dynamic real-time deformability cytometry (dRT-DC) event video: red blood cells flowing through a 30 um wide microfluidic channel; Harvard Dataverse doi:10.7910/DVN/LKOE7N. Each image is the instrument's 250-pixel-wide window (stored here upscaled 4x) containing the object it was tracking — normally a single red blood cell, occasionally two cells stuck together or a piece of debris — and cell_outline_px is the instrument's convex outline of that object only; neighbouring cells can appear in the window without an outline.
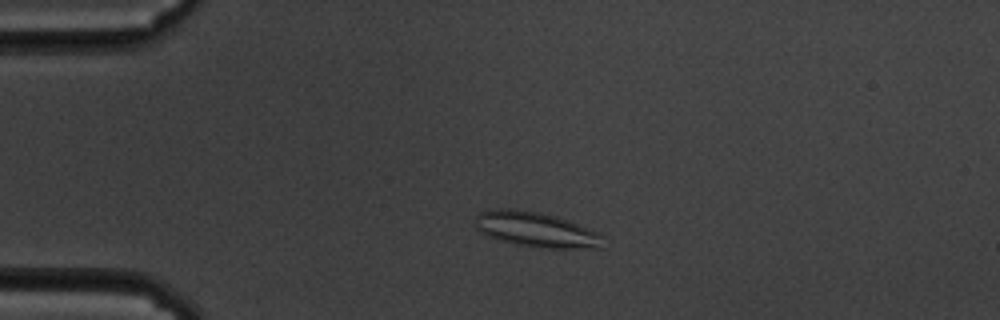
{"species": "common noctule bat (a hibernating species)", "species_latin": "Nyctalus noctula", "temperature_condition": "cold", "stored_images_in_passage": 55, "camera_frame_rate_fps": 3000, "um_per_image_px": 0.085, "animal": {"sex": "male", "body_mass_g": 19.5, "forearm_length_mm": 54.6}, "frame": {"image": 1, "passage_image": 11, "time_ms": 3.333, "image_size_px": [1000, 320], "cell_outline_px": [[604, 236], [600, 248], [540, 248], [512, 244], [496, 240], [488, 236], [476, 228], [472, 224], [472, 220], [480, 212], [496, 208], [516, 208], [540, 212], [556, 216], [600, 232]], "centroid_in_image_um": [45.51, 19.51], "position_along_channel_um": 39.5, "area_um2": 26.7}}
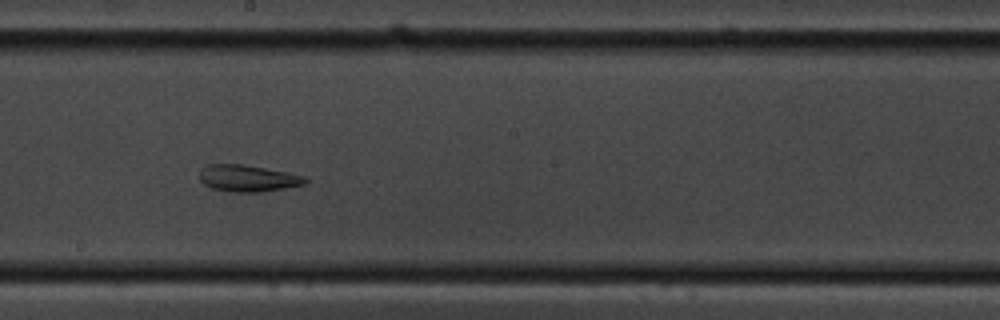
{"frame": {"image": 2, "passage_image": 30, "time_ms": 9.667, "image_size_px": [1000, 320], "cell_outline_px": [[308, 180], [304, 184], [264, 192], [232, 192], [212, 188], [204, 184], [200, 180], [200, 168], [208, 164], [244, 164], [288, 172], [304, 176]], "centroid_in_image_um": [21.05, 15.15], "position_along_channel_um": 227.1, "area_um2": 16.53}}
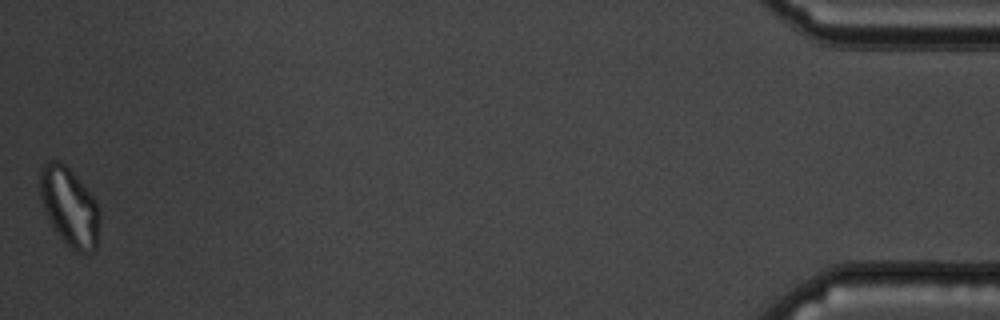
{"frame": {"image": 3, "passage_image": 55, "time_ms": 18.0, "image_size_px": [1000, 320], "cell_outline_px": [[100, 220], [96, 248], [92, 252], [80, 252], [72, 248], [56, 232], [48, 216], [40, 196], [40, 168], [48, 160], [60, 160], [76, 176], [96, 200], [100, 212]], "centroid_in_image_um": [5.92, 17.55], "position_along_channel_um": 429.3, "area_um2": 26.99}, "authors_computed_cell_mechanics": {"area_um2": 23.409, "velocity_mm_per_s": 3.4899, "shape_relaxation_time_tau1_ms": null, "shape_relaxation_time_tau2_ms": 2.6775, "deformation_change_tau1": null, "deformation_change_tau2": 0.0968}}